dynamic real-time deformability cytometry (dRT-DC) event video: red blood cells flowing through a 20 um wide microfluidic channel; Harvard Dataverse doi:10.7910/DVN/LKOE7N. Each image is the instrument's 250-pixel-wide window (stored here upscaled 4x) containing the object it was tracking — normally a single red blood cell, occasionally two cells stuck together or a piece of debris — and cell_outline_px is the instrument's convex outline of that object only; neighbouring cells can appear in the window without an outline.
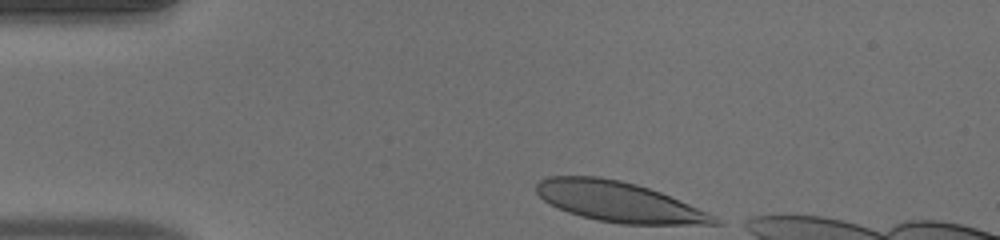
{"species": "human", "species_latin": "Homo sapiens", "temperature_condition": "warm", "stored_images_in_passage": 34, "camera_frame_rate_fps": 3000, "um_per_image_px": 0.085, "donor": {"sex": "male"}, "frame": {"image": 1, "passage_image": 1, "time_ms": 0.0, "image_size_px": [1000, 240], "cell_outline_px": [[724, 224], [620, 224], [596, 220], [580, 216], [568, 212], [544, 200], [536, 192], [536, 184], [540, 180], [548, 176], [600, 176], [620, 180], [636, 184], [660, 192], [716, 216], [724, 220]], "centroid_in_image_um": [52.6, 17.15], "position_along_channel_um": 32.4, "area_um2": 41.44}}
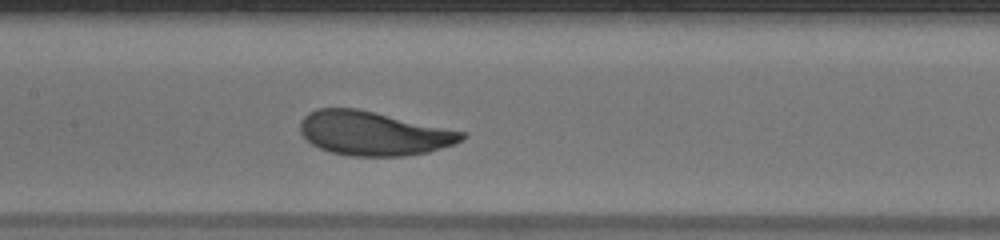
{"frame": {"image": 2, "passage_image": 16, "time_ms": 5.0, "image_size_px": [1000, 240], "cell_outline_px": [[468, 136], [452, 144], [428, 152], [404, 156], [352, 156], [332, 152], [320, 148], [312, 144], [300, 132], [300, 120], [308, 112], [316, 108], [356, 108], [464, 132]], "centroid_in_image_um": [31.69, 11.33], "position_along_channel_um": 175.7, "area_um2": 41.04}}
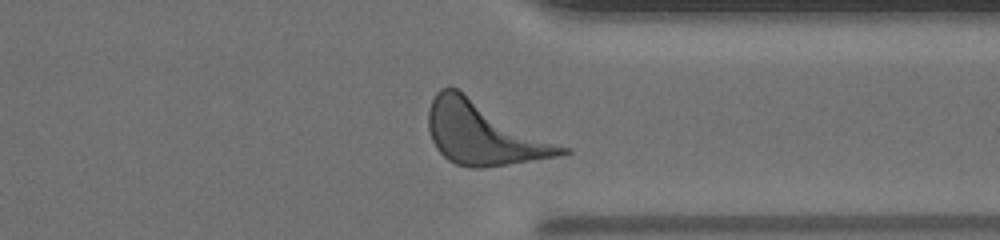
{"frame": {"image": 3, "passage_image": 31, "time_ms": 10.0, "image_size_px": [1000, 240], "cell_outline_px": [[572, 152], [560, 156], [484, 168], [468, 168], [456, 164], [448, 160], [436, 148], [432, 140], [428, 128], [428, 112], [432, 100], [436, 92], [440, 88], [456, 88], [572, 148]], "centroid_in_image_um": [41.18, 11.34], "position_along_channel_um": 370.2, "area_um2": 49.36}, "authors_computed_cell_mechanics": {"area_um2": 42.1362, "velocity_mm_per_s": 3.9274, "shape_relaxation_time_tau1_ms": 2.4744, "shape_relaxation_time_tau2_ms": null, "deformation_change_tau1": 0.1549, "deformation_change_tau2": null}}